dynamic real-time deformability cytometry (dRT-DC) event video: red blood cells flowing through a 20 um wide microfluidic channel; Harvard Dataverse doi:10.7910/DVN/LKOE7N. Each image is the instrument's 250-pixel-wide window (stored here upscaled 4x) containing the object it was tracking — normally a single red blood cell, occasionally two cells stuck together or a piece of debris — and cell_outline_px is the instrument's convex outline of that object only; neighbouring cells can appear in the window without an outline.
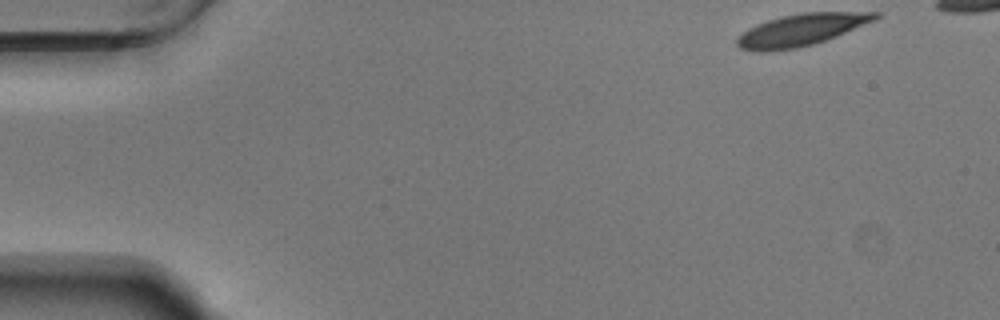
{"species": "Egyptian fruit bat (a non-hibernating species)", "species_latin": "Rousettus aegyptiacus", "temperature_condition": "warm", "stored_images_in_passage": 47, "camera_frame_rate_fps": 3000, "um_per_image_px": 0.085, "animal": {"sex": "male"}, "frame": {"image": 1, "passage_image": 1, "time_ms": 0.0, "image_size_px": [1000, 320], "cell_outline_px": [[880, 16], [876, 20], [836, 36], [812, 44], [796, 48], [760, 52], [740, 48], [736, 44], [736, 40], [748, 28], [768, 20], [784, 16], [804, 12], [880, 12]], "centroid_in_image_um": [68.12, 2.53], "position_along_channel_um": 16.9, "area_um2": 25.32}}
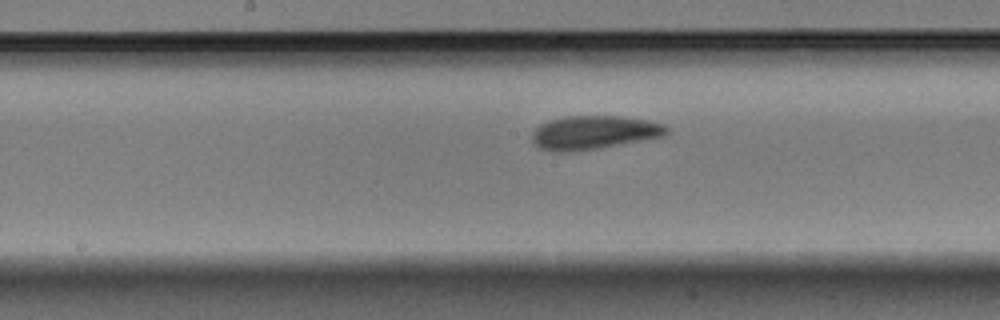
{"frame": {"image": 2, "passage_image": 25, "time_ms": 8.0, "image_size_px": [1000, 320], "cell_outline_px": [[668, 132], [664, 136], [600, 148], [572, 152], [552, 152], [540, 148], [532, 140], [532, 136], [536, 128], [540, 124], [564, 116], [620, 116], [648, 120], [664, 124], [668, 128]], "centroid_in_image_um": [50.49, 11.27], "position_along_channel_um": 197.7, "area_um2": 26.36}}
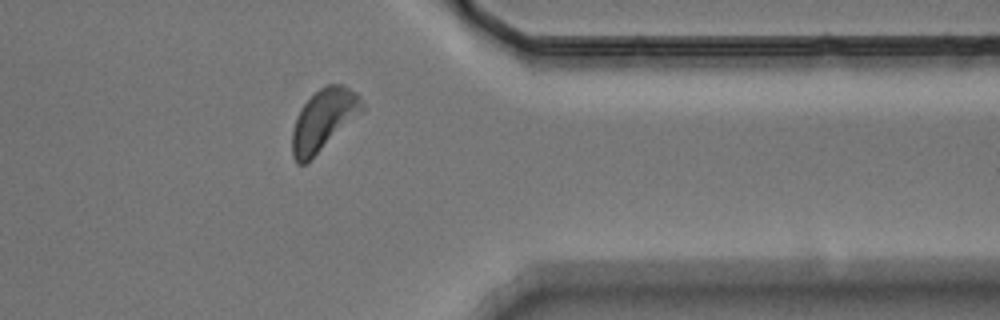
{"frame": {"image": 3, "passage_image": 41, "time_ms": 13.333, "image_size_px": [1000, 320], "cell_outline_px": [[364, 112], [308, 164], [296, 164], [292, 156], [292, 132], [300, 108], [320, 88], [328, 84], [344, 84], [356, 92], [360, 96], [364, 104]], "centroid_in_image_um": [27.54, 10.24], "position_along_channel_um": 383.9, "area_um2": 25.66}}